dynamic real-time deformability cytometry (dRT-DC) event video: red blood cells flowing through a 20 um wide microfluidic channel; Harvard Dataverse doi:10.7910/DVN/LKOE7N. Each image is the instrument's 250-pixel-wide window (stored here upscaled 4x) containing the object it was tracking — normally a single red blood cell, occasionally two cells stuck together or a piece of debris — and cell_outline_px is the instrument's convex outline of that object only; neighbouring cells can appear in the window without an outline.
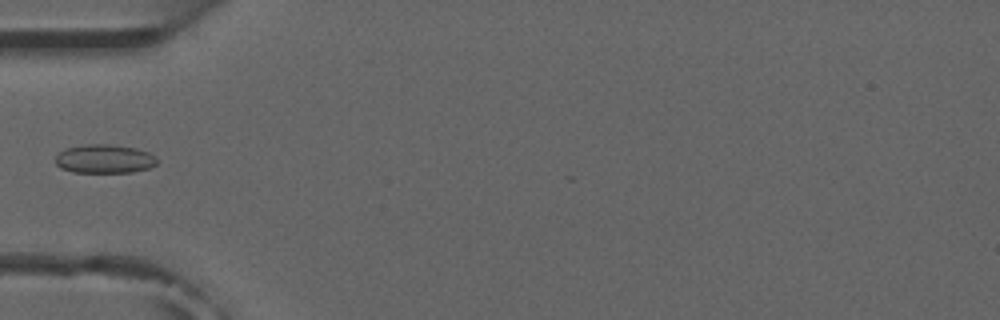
{"species": "common noctule bat (a hibernating species)", "species_latin": "Nyctalus noctula", "temperature_condition": "room temperature", "stored_images_in_passage": 7, "camera_frame_rate_fps": 3000, "um_per_image_px": 0.085, "animal": {"sex": "male", "forearm_length_mm": 52.5}, "frame": {"image": 1, "passage_image": 5, "time_ms": 5.0, "image_size_px": [1000, 320], "cell_outline_px": [[156, 164], [148, 168], [132, 172], [72, 172], [60, 168], [56, 164], [56, 156], [64, 148], [88, 144], [108, 144], [136, 148], [148, 152], [156, 156]], "centroid_in_image_um": [8.86, 13.5], "position_along_channel_um": 76.1, "area_um2": 16.99}}
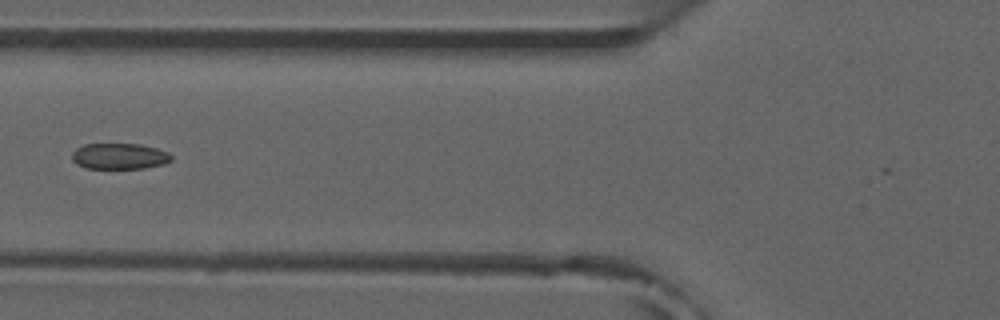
{"frame": {"image": 2, "passage_image": 6, "time_ms": 6.0, "image_size_px": [1000, 320], "cell_outline_px": [[172, 160], [164, 164], [144, 168], [84, 168], [76, 164], [72, 160], [72, 152], [76, 148], [84, 144], [140, 144], [156, 148], [168, 152], [172, 156]], "centroid_in_image_um": [10.14, 13.28], "position_along_channel_um": 115.7, "area_um2": 15.09}}